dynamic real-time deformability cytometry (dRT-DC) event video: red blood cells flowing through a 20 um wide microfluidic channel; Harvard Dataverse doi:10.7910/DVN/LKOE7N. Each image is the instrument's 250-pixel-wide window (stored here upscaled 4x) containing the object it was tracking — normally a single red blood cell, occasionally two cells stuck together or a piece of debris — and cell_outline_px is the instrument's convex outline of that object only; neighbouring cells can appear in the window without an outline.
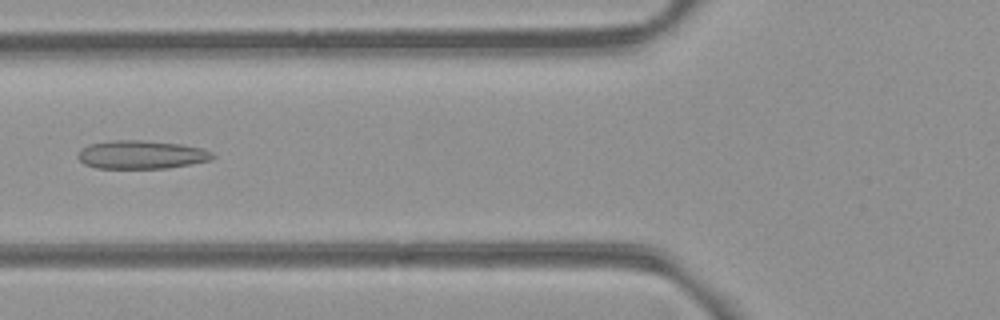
{"species": "common noctule bat (a hibernating species)", "species_latin": "Nyctalus noctula", "temperature_condition": "room temperature", "stored_images_in_passage": 5, "camera_frame_rate_fps": 3000, "um_per_image_px": 0.085, "animal": {"sex": "female", "body_mass_g": 21.9}, "frame": {"image": 1, "passage_image": 5, "time_ms": 4.333, "image_size_px": [1000, 320], "cell_outline_px": [[216, 156], [212, 160], [168, 168], [96, 168], [84, 164], [76, 156], [80, 148], [88, 144], [112, 140], [140, 140], [180, 144], [204, 148], [212, 152]], "centroid_in_image_um": [12.01, 13.14], "position_along_channel_um": 113.8, "area_um2": 22.48}}